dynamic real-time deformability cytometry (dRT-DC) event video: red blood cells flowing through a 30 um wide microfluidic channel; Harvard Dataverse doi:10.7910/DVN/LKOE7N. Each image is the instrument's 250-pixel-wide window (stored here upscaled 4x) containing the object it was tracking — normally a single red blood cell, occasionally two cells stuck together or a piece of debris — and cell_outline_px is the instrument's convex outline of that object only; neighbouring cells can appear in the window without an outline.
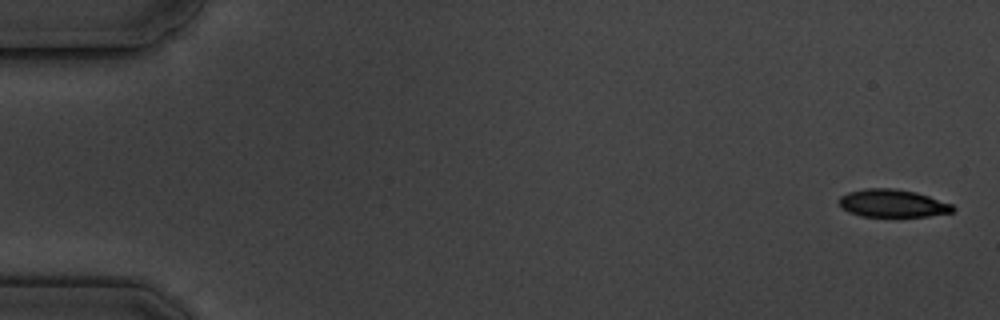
{"species": "common noctule bat (a hibernating species)", "species_latin": "Nyctalus noctula", "temperature_condition": "cold", "stored_images_in_passage": 7, "camera_frame_rate_fps": 3000, "um_per_image_px": 0.085, "animal": {"sex": "male", "body_mass_g": 19.5, "forearm_length_mm": 54.6}, "frame": {"image": 1, "passage_image": 1, "time_ms": 0.0, "image_size_px": [1000, 320], "cell_outline_px": [[956, 208], [952, 212], [928, 216], [860, 216], [848, 212], [840, 208], [840, 196], [848, 192], [864, 188], [892, 188], [916, 192], [952, 204]], "centroid_in_image_um": [75.84, 17.28], "position_along_channel_um": 9.2, "area_um2": 18.38}}
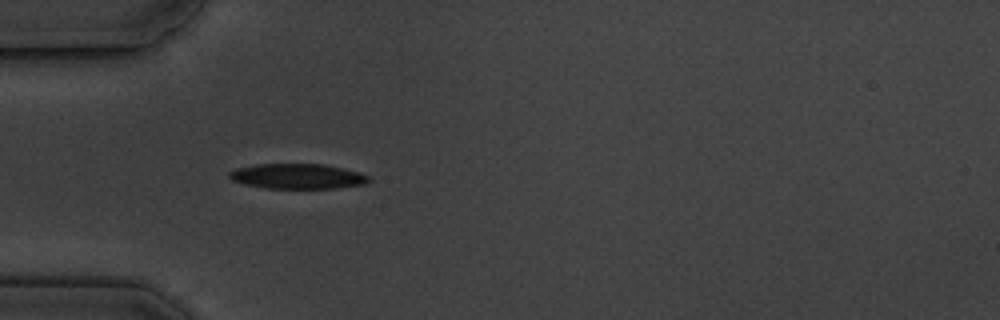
{"frame": {"image": 2, "passage_image": 5, "time_ms": 5.333, "image_size_px": [1000, 320], "cell_outline_px": [[372, 180], [364, 184], [336, 188], [264, 188], [244, 184], [232, 180], [228, 176], [228, 172], [236, 168], [256, 164], [324, 164], [344, 168], [360, 172], [372, 176]], "centroid_in_image_um": [25.32, 14.98], "position_along_channel_um": 59.7, "area_um2": 20.63}}